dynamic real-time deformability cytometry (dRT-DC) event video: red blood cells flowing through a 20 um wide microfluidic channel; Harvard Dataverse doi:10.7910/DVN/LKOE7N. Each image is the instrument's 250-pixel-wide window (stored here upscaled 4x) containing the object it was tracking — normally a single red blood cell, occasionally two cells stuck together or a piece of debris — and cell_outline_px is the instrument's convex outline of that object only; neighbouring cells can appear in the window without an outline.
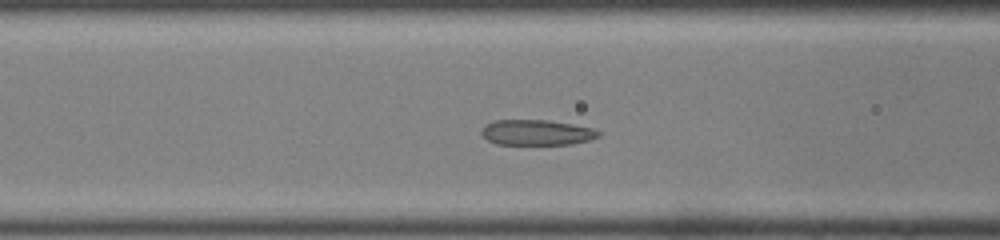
{"species": "common noctule bat (a hibernating species)", "species_latin": "Nyctalus noctula", "temperature_condition": "room temperature", "stored_images_in_passage": 43, "camera_frame_rate_fps": 3000, "um_per_image_px": 0.085, "animal": {"sex": "male", "body_mass_g": 19.0, "forearm_length_mm": 50.8}, "frame": {"image": 1, "passage_image": 14, "time_ms": 4.333, "image_size_px": [1000, 240], "cell_outline_px": [[600, 136], [588, 140], [572, 144], [496, 144], [488, 140], [480, 132], [488, 124], [496, 120], [548, 120], [572, 124], [592, 128], [600, 132]], "centroid_in_image_um": [45.64, 11.26], "position_along_channel_um": 121.0, "area_um2": 17.11}}
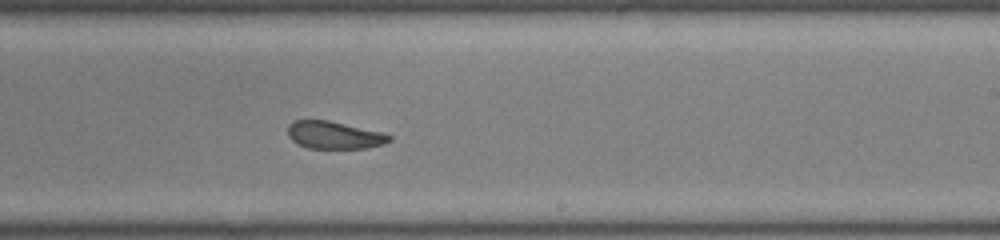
{"frame": {"image": 2, "passage_image": 24, "time_ms": 7.667, "image_size_px": [1000, 240], "cell_outline_px": [[392, 140], [384, 144], [368, 148], [308, 148], [296, 144], [288, 136], [288, 124], [296, 120], [328, 120], [384, 132], [392, 136]], "centroid_in_image_um": [28.43, 11.48], "position_along_channel_um": 260.6, "area_um2": 16.47}}
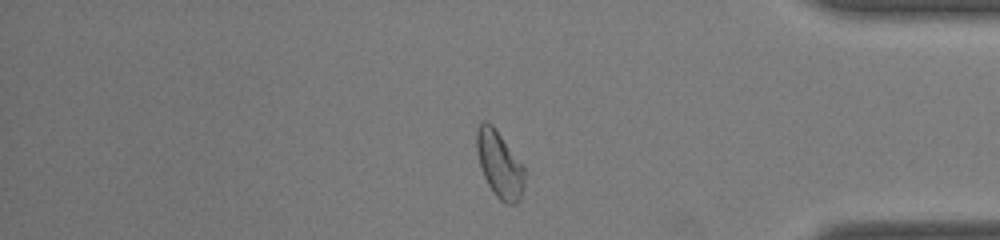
{"frame": {"image": 3, "passage_image": 35, "time_ms": 11.333, "image_size_px": [1000, 240], "cell_outline_px": [[524, 188], [520, 200], [516, 204], [504, 204], [492, 192], [480, 168], [476, 152], [476, 132], [480, 124], [484, 120], [488, 120], [496, 128], [524, 164]], "centroid_in_image_um": [42.46, 13.96], "position_along_channel_um": 392.7, "area_um2": 19.13}, "authors_computed_cell_mechanics": {"area_um2": 18.3804, "velocity_mm_per_s": 4.2098, "shape_relaxation_time_tau1_ms": 9.9485, "shape_relaxation_time_tau2_ms": 1.3657, "deformation_change_tau1": 0.2201, "deformation_change_tau2": 0.0729}}